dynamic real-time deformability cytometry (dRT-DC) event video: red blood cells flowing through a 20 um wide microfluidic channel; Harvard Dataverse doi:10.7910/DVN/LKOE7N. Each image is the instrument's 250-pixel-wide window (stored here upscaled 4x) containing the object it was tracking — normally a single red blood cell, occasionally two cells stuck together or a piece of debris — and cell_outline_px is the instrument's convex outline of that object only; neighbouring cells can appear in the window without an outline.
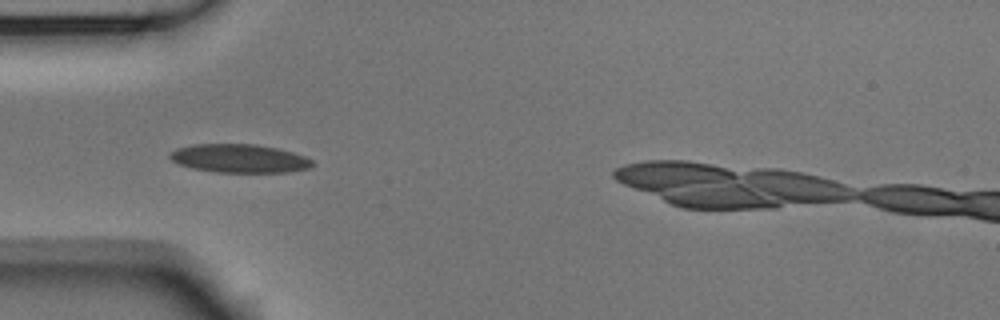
{"species": "Egyptian fruit bat (a non-hibernating species)", "species_latin": "Rousettus aegyptiacus", "temperature_condition": "room temperature", "stored_images_in_passage": 8, "camera_frame_rate_fps": 3000, "um_per_image_px": 0.085, "animal": {"sex": "male"}, "frame": {"image": 1, "passage_image": 4, "time_ms": 1.0, "image_size_px": [1000, 320], "cell_outline_px": [[312, 168], [288, 172], [216, 172], [192, 168], [180, 164], [172, 160], [168, 156], [168, 152], [176, 148], [192, 144], [256, 144], [276, 148], [292, 152], [304, 156], [312, 160]], "centroid_in_image_um": [20.32, 13.46], "position_along_channel_um": 64.7, "area_um2": 23.7}}
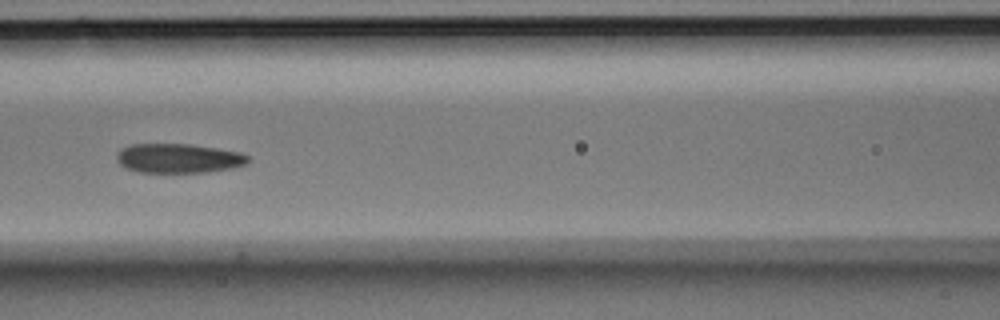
{"frame": {"image": 2, "passage_image": 6, "time_ms": 1.667, "image_size_px": [1000, 320], "cell_outline_px": [[248, 160], [244, 164], [232, 168], [208, 172], [140, 172], [124, 168], [116, 160], [116, 152], [120, 148], [132, 144], [188, 144], [216, 148], [240, 152], [248, 156]], "centroid_in_image_um": [15.11, 13.45], "position_along_channel_um": 151.5, "area_um2": 22.48}}
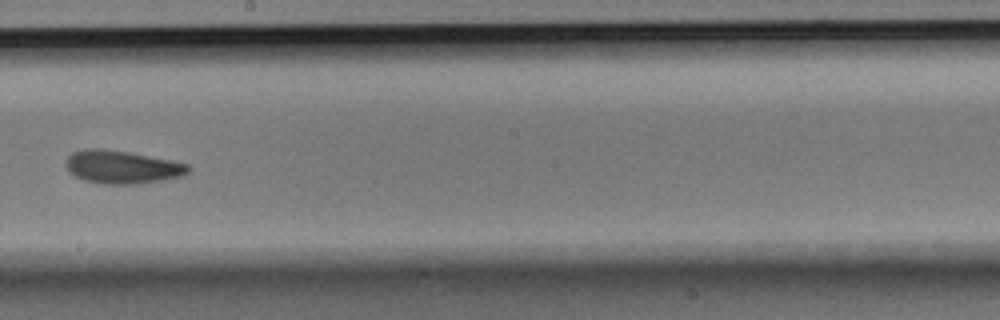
{"frame": {"image": 3, "passage_image": 8, "time_ms": 2.333, "image_size_px": [1000, 320], "cell_outline_px": [[192, 168], [184, 176], [136, 184], [104, 184], [84, 180], [76, 176], [64, 164], [68, 156], [72, 152], [84, 148], [100, 148], [128, 152], [172, 160], [188, 164]], "centroid_in_image_um": [10.39, 14.19], "position_along_channel_um": 237.8, "area_um2": 23.58}}